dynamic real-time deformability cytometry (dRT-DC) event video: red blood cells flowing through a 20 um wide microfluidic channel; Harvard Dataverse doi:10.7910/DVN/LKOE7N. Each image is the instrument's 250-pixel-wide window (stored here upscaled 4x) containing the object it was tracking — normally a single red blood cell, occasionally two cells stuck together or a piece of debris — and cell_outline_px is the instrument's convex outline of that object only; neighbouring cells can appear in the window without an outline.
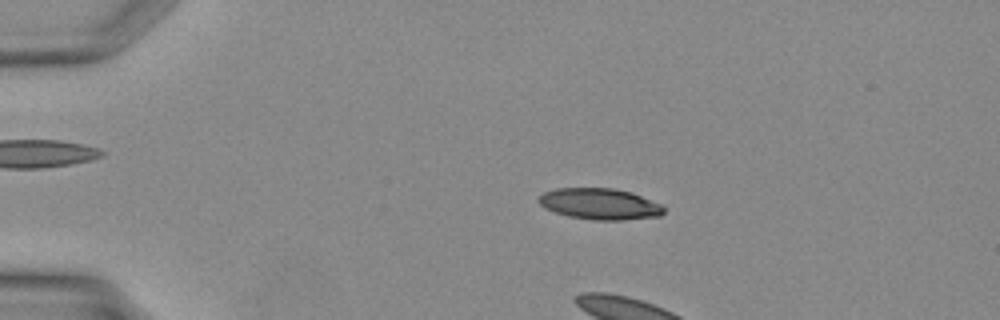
{"species": "Egyptian fruit bat (a non-hibernating species)", "species_latin": "Rousettus aegyptiacus", "temperature_condition": "warm", "stored_images_in_passage": 17, "camera_frame_rate_fps": 3000, "um_per_image_px": 0.085, "animal": {"sex": "female"}, "frame": {"image": 1, "passage_image": 8, "time_ms": 2.333, "image_size_px": [1000, 320], "cell_outline_px": [[664, 212], [660, 216], [620, 220], [596, 220], [568, 216], [544, 208], [536, 200], [544, 192], [556, 188], [616, 188], [632, 192], [664, 204]], "centroid_in_image_um": [51.01, 17.32], "position_along_channel_um": 34.0, "area_um2": 22.95}}